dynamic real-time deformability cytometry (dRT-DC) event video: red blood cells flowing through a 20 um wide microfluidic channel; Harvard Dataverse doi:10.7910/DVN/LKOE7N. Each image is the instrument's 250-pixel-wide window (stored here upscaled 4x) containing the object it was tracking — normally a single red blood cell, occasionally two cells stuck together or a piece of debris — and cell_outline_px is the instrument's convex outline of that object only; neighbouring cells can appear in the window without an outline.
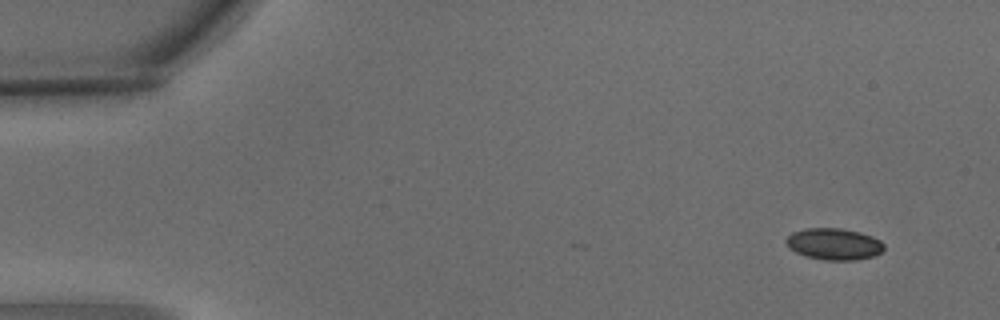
{"species": "common noctule bat (a hibernating species)", "species_latin": "Nyctalus noctula", "temperature_condition": "warm", "stored_images_in_passage": 7, "camera_frame_rate_fps": 3000, "um_per_image_px": 0.085, "animal": {"sex": "male", "body_mass_g": 15.6}, "frame": {"image": 1, "passage_image": 1, "time_ms": 0.0, "image_size_px": [1000, 320], "cell_outline_px": [[884, 248], [880, 252], [872, 256], [856, 260], [824, 260], [804, 256], [788, 248], [784, 240], [792, 232], [804, 228], [840, 228], [860, 232], [872, 236], [880, 240], [884, 244]], "centroid_in_image_um": [70.85, 20.74], "position_along_channel_um": 14.2, "area_um2": 18.15}}
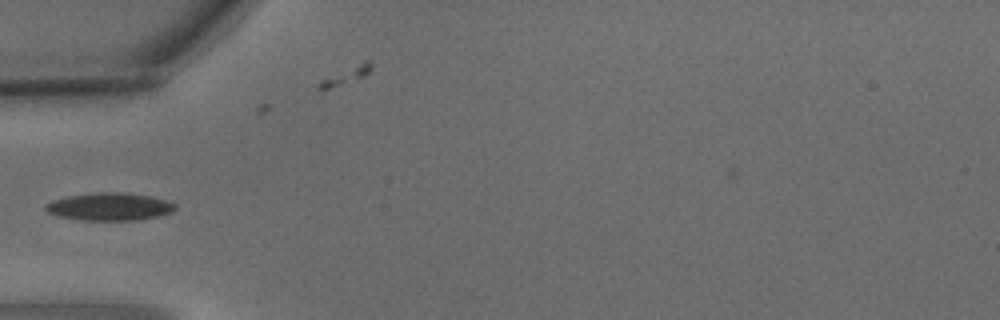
{"frame": {"image": 2, "passage_image": 5, "time_ms": 1.333, "image_size_px": [1000, 320], "cell_outline_px": [[176, 208], [172, 212], [160, 216], [136, 220], [80, 220], [60, 216], [48, 212], [44, 208], [44, 204], [52, 200], [68, 196], [92, 192], [124, 192], [152, 196], [168, 200], [176, 204]], "centroid_in_image_um": [9.34, 17.55], "position_along_channel_um": 75.7, "area_um2": 21.15}}
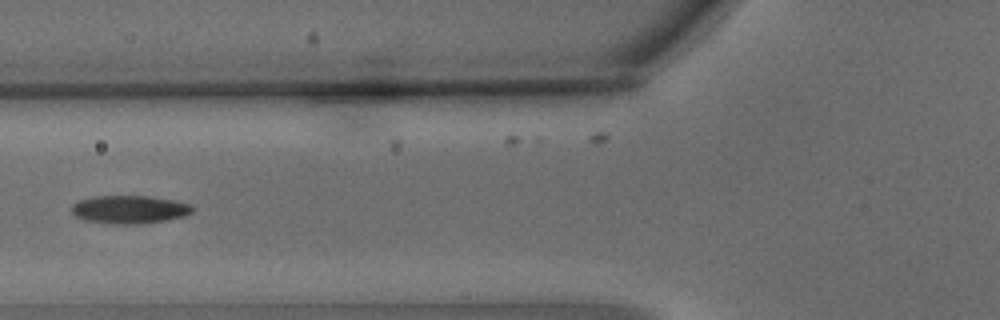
{"frame": {"image": 3, "passage_image": 6, "time_ms": 1.667, "image_size_px": [1000, 320], "cell_outline_px": [[196, 208], [192, 212], [184, 216], [168, 220], [136, 224], [112, 224], [84, 220], [76, 216], [72, 212], [72, 204], [80, 200], [96, 196], [148, 196], [176, 200], [188, 204]], "centroid_in_image_um": [11.03, 17.81], "position_along_channel_um": 114.8, "area_um2": 19.83}}